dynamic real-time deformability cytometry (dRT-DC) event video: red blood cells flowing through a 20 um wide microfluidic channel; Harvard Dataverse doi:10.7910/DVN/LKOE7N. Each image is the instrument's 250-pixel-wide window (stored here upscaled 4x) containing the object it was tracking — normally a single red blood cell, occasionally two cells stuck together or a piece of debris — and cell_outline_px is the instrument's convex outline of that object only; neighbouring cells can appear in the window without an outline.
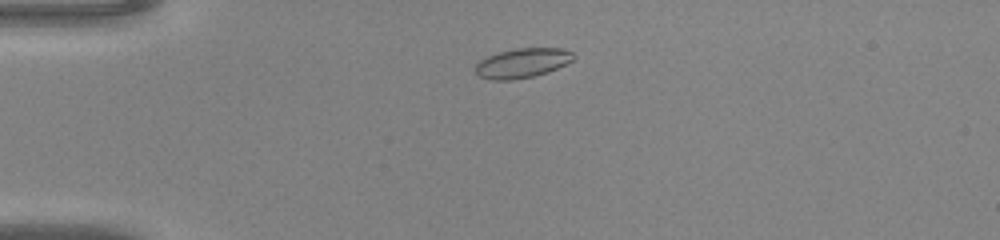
{"species": "common noctule bat (a hibernating species)", "species_latin": "Nyctalus noctula", "temperature_condition": "warm", "stored_images_in_passage": 39, "camera_frame_rate_fps": 3000, "um_per_image_px": 0.085, "animal": {"sex": "male", "body_mass_g": 20.0, "forearm_length_mm": 53.3}, "frame": {"image": 1, "passage_image": 4, "time_ms": 1.0, "image_size_px": [1000, 240], "cell_outline_px": [[576, 56], [572, 60], [548, 72], [532, 76], [512, 80], [492, 80], [480, 76], [476, 72], [476, 64], [480, 60], [488, 56], [500, 52], [516, 48], [560, 48], [572, 52]], "centroid_in_image_um": [44.39, 5.35], "position_along_channel_um": 40.6, "area_um2": 16.65}}
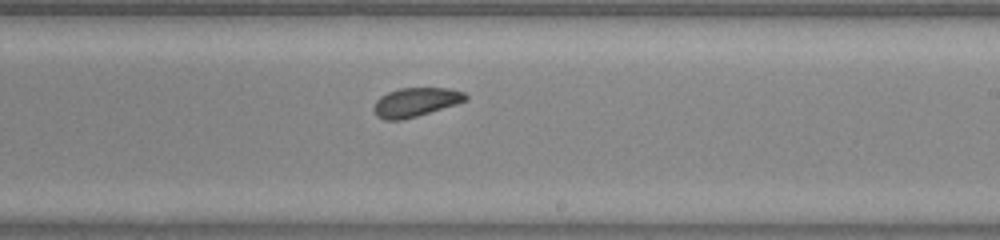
{"frame": {"image": 2, "passage_image": 21, "time_ms": 6.667, "image_size_px": [1000, 240], "cell_outline_px": [[468, 100], [456, 104], [416, 116], [400, 120], [384, 120], [376, 116], [372, 108], [376, 100], [380, 96], [388, 92], [400, 88], [448, 88], [464, 92], [468, 96]], "centroid_in_image_um": [35.31, 8.68], "position_along_channel_um": 253.7, "area_um2": 15.49}}
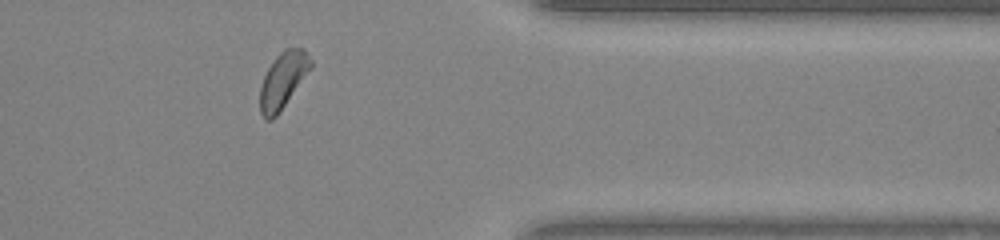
{"frame": {"image": 3, "passage_image": 31, "time_ms": 10.0, "image_size_px": [1000, 240], "cell_outline_px": [[312, 68], [280, 112], [272, 120], [264, 120], [260, 112], [260, 88], [264, 76], [268, 68], [276, 56], [284, 48], [304, 48], [312, 60]], "centroid_in_image_um": [24.06, 6.83], "position_along_channel_um": 387.3, "area_um2": 16.7}}